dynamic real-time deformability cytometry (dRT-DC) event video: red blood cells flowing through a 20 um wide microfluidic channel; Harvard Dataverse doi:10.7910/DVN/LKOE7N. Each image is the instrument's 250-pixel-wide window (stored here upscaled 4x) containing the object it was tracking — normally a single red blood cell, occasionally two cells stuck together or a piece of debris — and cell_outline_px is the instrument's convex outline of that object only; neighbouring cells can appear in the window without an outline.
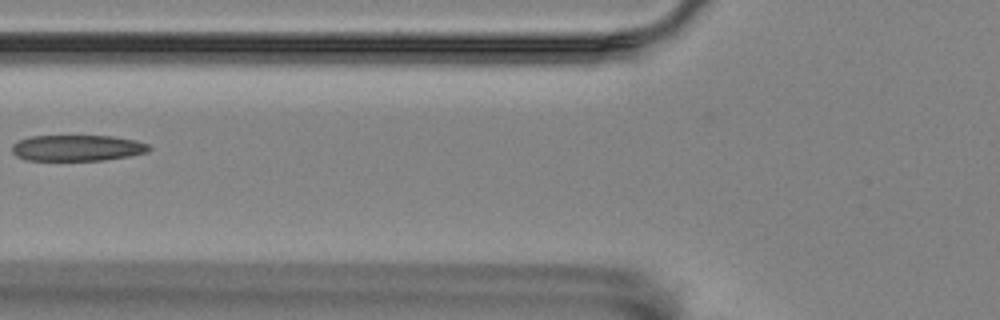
{"species": "Egyptian fruit bat (a non-hibernating species)", "species_latin": "Rousettus aegyptiacus", "temperature_condition": "room temperature", "stored_images_in_passage": 8, "camera_frame_rate_fps": 3000, "um_per_image_px": 0.085, "animal": {"sex": "female"}, "frame": {"image": 1, "passage_image": 4, "time_ms": 1.0, "image_size_px": [1000, 320], "cell_outline_px": [[152, 148], [148, 152], [128, 156], [104, 160], [24, 160], [16, 156], [12, 152], [12, 144], [28, 136], [112, 136], [136, 140], [148, 144]], "centroid_in_image_um": [6.56, 12.57], "position_along_channel_um": 119.2, "area_um2": 20.87}}
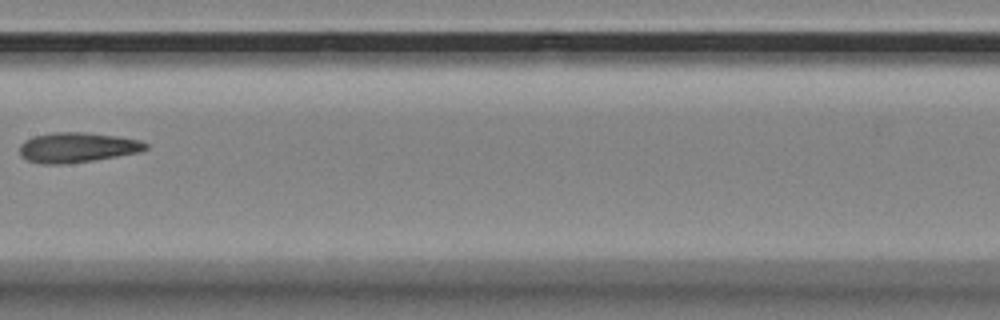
{"frame": {"image": 2, "passage_image": 6, "time_ms": 1.667, "image_size_px": [1000, 320], "cell_outline_px": [[148, 148], [140, 152], [92, 160], [60, 164], [40, 164], [28, 160], [20, 156], [20, 144], [24, 140], [32, 136], [52, 132], [84, 132], [116, 136], [140, 140], [148, 144]], "centroid_in_image_um": [6.53, 12.52], "position_along_channel_um": 200.9, "area_um2": 22.02}}
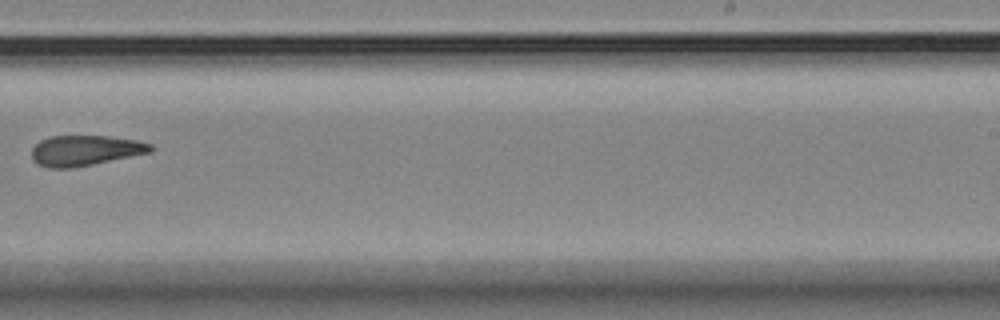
{"frame": {"image": 3, "passage_image": 8, "time_ms": 2.333, "image_size_px": [1000, 320], "cell_outline_px": [[156, 148], [152, 152], [72, 168], [48, 168], [36, 164], [32, 160], [32, 148], [40, 140], [52, 136], [108, 136], [140, 140], [152, 144]], "centroid_in_image_um": [7.26, 12.79], "position_along_channel_um": 281.7, "area_um2": 21.27}}